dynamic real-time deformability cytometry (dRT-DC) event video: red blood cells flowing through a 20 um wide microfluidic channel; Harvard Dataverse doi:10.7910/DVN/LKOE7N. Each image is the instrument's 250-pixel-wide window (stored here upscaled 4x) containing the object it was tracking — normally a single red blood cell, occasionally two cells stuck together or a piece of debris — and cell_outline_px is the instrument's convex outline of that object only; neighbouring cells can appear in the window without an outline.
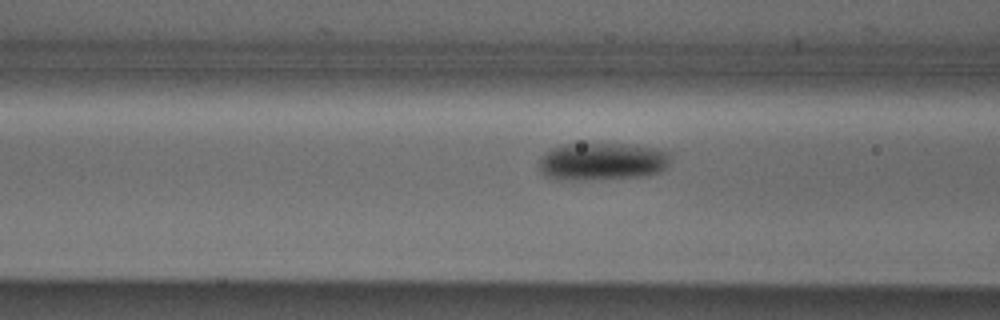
{"species": "Egyptian fruit bat (a non-hibernating species)", "species_latin": "Rousettus aegyptiacus", "temperature_condition": "cold", "stored_images_in_passage": 31, "camera_frame_rate_fps": 3000, "um_per_image_px": 0.085, "animal": {"sex": "male"}, "frame": {"image": 1, "passage_image": 5, "time_ms": 1.333, "image_size_px": [1000, 320], "cell_outline_px": [[672, 160], [660, 172], [644, 176], [576, 180], [556, 180], [544, 176], [540, 172], [540, 156], [544, 152], [552, 148], [564, 144], [636, 144], [656, 148], [672, 152]], "centroid_in_image_um": [51.2, 13.72], "position_along_channel_um": 115.4, "area_um2": 29.3}}
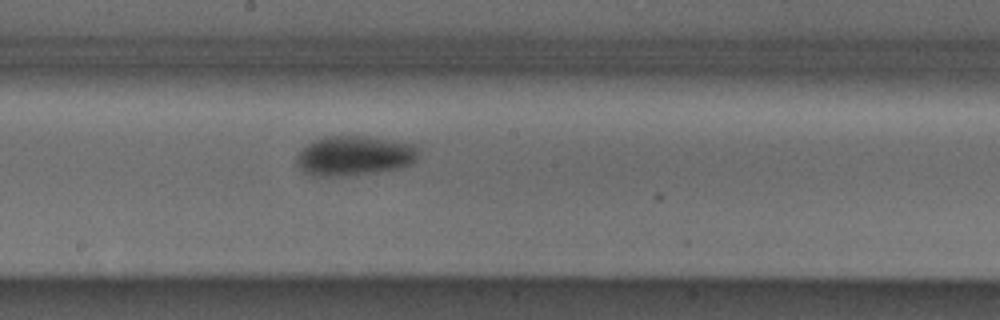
{"frame": {"image": 2, "passage_image": 13, "time_ms": 4.0, "image_size_px": [1000, 320], "cell_outline_px": [[420, 148], [416, 160], [412, 164], [404, 168], [348, 176], [312, 176], [304, 172], [296, 164], [296, 156], [308, 144], [324, 136], [364, 136], [420, 144]], "centroid_in_image_um": [30.19, 13.24], "position_along_channel_um": 218.0, "area_um2": 28.73}}
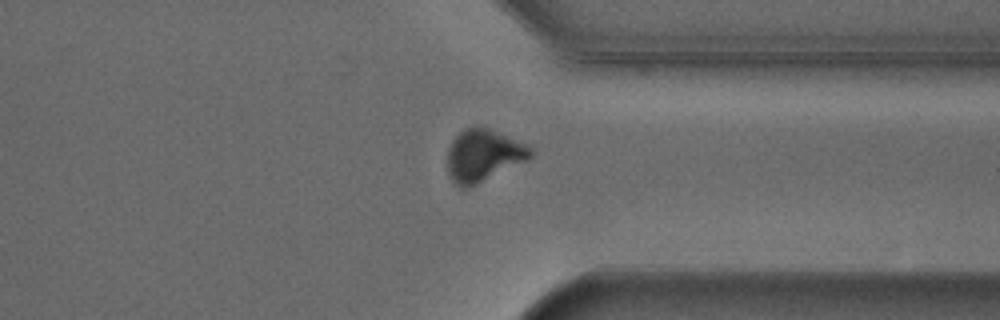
{"frame": {"image": 3, "passage_image": 25, "time_ms": 8.0, "image_size_px": [1000, 320], "cell_outline_px": [[536, 152], [528, 160], [464, 188], [460, 188], [448, 176], [448, 148], [452, 140], [464, 128], [484, 124], [528, 144]], "centroid_in_image_um": [41.12, 13.13], "position_along_channel_um": 370.3, "area_um2": 25.55}}